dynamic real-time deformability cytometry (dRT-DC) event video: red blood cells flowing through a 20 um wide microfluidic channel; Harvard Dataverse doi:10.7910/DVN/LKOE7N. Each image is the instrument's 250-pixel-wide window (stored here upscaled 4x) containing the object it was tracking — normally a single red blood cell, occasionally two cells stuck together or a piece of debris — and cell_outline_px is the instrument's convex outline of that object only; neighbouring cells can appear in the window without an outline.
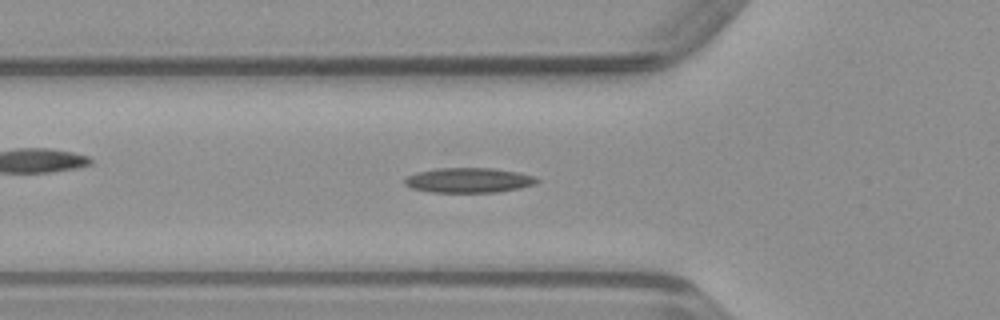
{"species": "common noctule bat (a hibernating species)", "species_latin": "Nyctalus noctula", "temperature_condition": "warm", "stored_images_in_passage": 47, "camera_frame_rate_fps": 3000, "um_per_image_px": 0.085, "animal": {"sex": "male", "body_mass_g": 23.1, "forearm_length_mm": 52.7}, "frame": {"image": 1, "passage_image": 15, "time_ms": 4.667, "image_size_px": [1000, 320], "cell_outline_px": [[540, 180], [536, 184], [520, 188], [496, 192], [432, 192], [412, 188], [404, 184], [404, 176], [416, 172], [436, 168], [492, 168], [520, 172], [536, 176]], "centroid_in_image_um": [39.85, 15.31], "position_along_channel_um": 86.0, "area_um2": 19.42}}
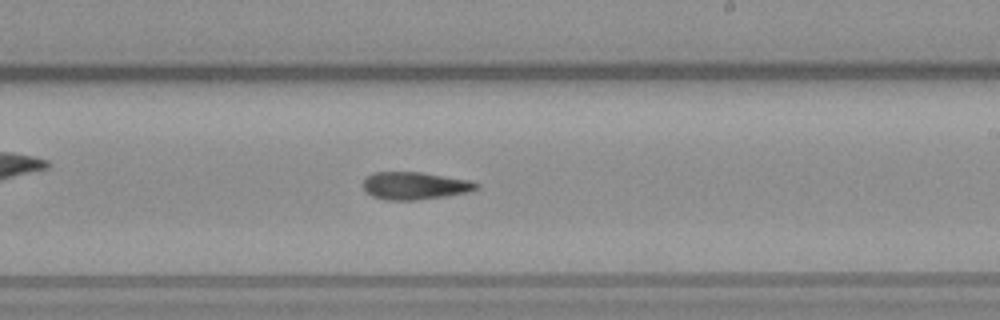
{"frame": {"image": 2, "passage_image": 27, "time_ms": 8.667, "image_size_px": [1000, 320], "cell_outline_px": [[480, 188], [468, 192], [448, 196], [416, 200], [384, 200], [372, 196], [364, 188], [364, 180], [372, 172], [420, 172], [472, 180], [480, 184]], "centroid_in_image_um": [35.32, 15.79], "position_along_channel_um": 253.7, "area_um2": 18.32}}
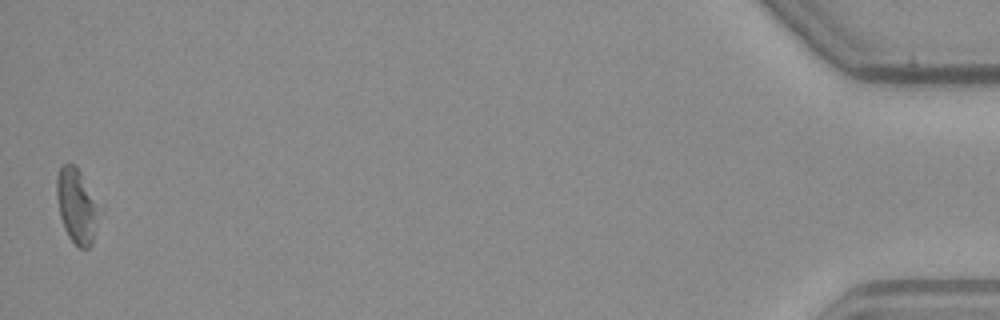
{"frame": {"image": 3, "passage_image": 47, "time_ms": 15.333, "image_size_px": [1000, 320], "cell_outline_px": [[104, 208], [92, 244], [88, 248], [80, 248], [68, 236], [64, 228], [60, 216], [56, 196], [56, 176], [60, 168], [64, 164], [76, 164]], "centroid_in_image_um": [6.6, 17.48], "position_along_channel_um": 428.6, "area_um2": 19.48}}